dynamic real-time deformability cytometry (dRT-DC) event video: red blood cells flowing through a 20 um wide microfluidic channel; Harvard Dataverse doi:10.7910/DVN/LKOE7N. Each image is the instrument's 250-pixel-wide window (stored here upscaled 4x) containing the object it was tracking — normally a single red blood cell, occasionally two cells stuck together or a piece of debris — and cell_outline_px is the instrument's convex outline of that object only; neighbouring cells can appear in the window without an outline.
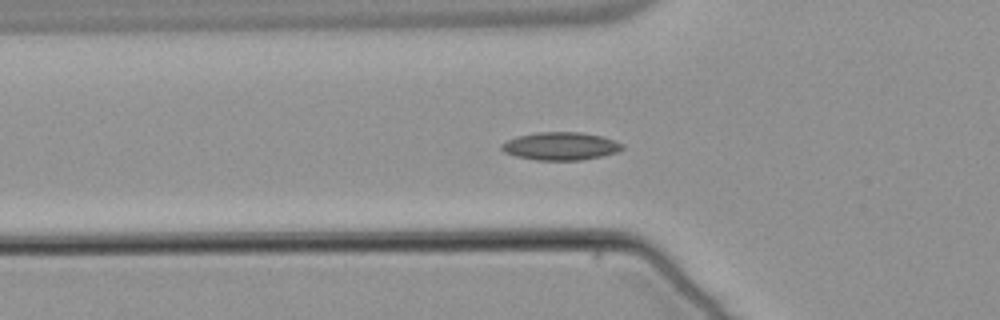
{"species": "common noctule bat (a hibernating species)", "species_latin": "Nyctalus noctula", "temperature_condition": "warm", "stored_images_in_passage": 41, "camera_frame_rate_fps": 3000, "um_per_image_px": 0.085, "animal": {"sex": "male", "body_mass_g": 21.5, "forearm_length_mm": 52.0}, "frame": {"image": 1, "passage_image": 4, "time_ms": 1.0, "image_size_px": [1000, 320], "cell_outline_px": [[624, 148], [616, 152], [600, 156], [580, 160], [536, 160], [516, 156], [504, 152], [500, 148], [500, 144], [508, 140], [520, 136], [536, 132], [580, 132], [600, 136], [616, 140], [624, 144]], "centroid_in_image_um": [47.65, 12.42], "position_along_channel_um": 78.1, "area_um2": 19.54}}
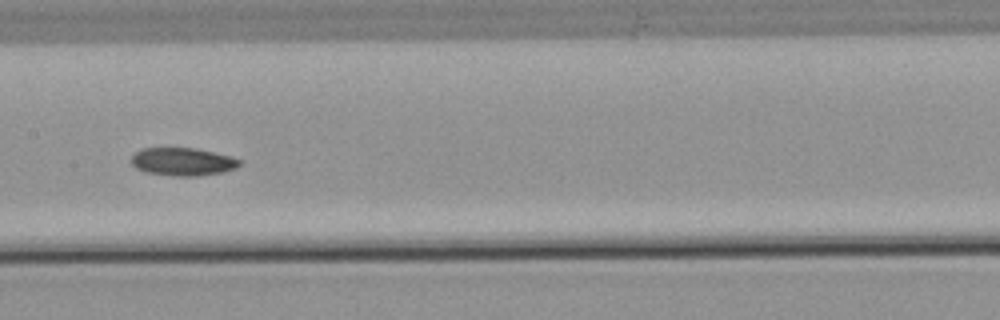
{"frame": {"image": 2, "passage_image": 13, "time_ms": 4.0, "image_size_px": [1000, 320], "cell_outline_px": [[240, 164], [236, 168], [224, 172], [196, 176], [172, 176], [144, 172], [136, 168], [132, 164], [132, 156], [140, 148], [196, 148], [232, 156], [240, 160]], "centroid_in_image_um": [15.53, 13.74], "position_along_channel_um": 191.9, "area_um2": 17.74}}
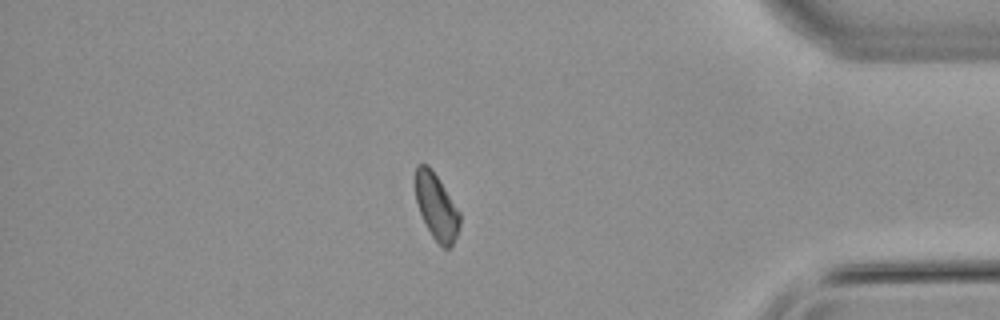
{"frame": {"image": 3, "passage_image": 32, "time_ms": 10.333, "image_size_px": [1000, 320], "cell_outline_px": [[460, 224], [456, 236], [452, 244], [448, 248], [444, 248], [432, 236], [420, 212], [416, 200], [416, 164], [428, 164], [460, 212]], "centroid_in_image_um": [37.1, 17.57], "position_along_channel_um": 398.1, "area_um2": 16.53}, "authors_computed_cell_mechanics": {"area_um2": 17.7446, "velocity_mm_per_s": 3.7863, "shape_relaxation_time_tau1_ms": null, "shape_relaxation_time_tau2_ms": 7.2893, "deformation_change_tau1": null, "deformation_change_tau2": 0.1285}}